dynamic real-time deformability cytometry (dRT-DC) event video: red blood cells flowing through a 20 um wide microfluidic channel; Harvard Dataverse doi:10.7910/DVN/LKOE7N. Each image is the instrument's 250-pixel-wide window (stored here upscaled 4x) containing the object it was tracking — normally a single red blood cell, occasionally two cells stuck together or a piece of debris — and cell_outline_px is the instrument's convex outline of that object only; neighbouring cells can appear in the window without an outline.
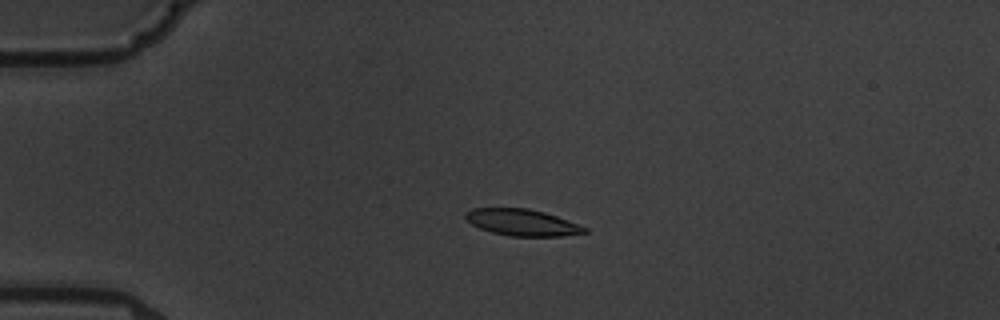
{"species": "common noctule bat (a hibernating species)", "species_latin": "Nyctalus noctula", "temperature_condition": "warm", "stored_images_in_passage": 6, "camera_frame_rate_fps": 3000, "um_per_image_px": 0.085, "animal": {"sex": "male", "body_mass_g": 19.5, "forearm_length_mm": 54.6}, "frame": {"image": 1, "passage_image": 4, "time_ms": 3.667, "image_size_px": [1000, 320], "cell_outline_px": [[588, 232], [560, 236], [508, 236], [492, 232], [480, 228], [472, 224], [464, 216], [472, 208], [528, 208], [544, 212], [556, 216], [588, 228]], "centroid_in_image_um": [44.39, 18.91], "position_along_channel_um": 40.6, "area_um2": 18.21}}
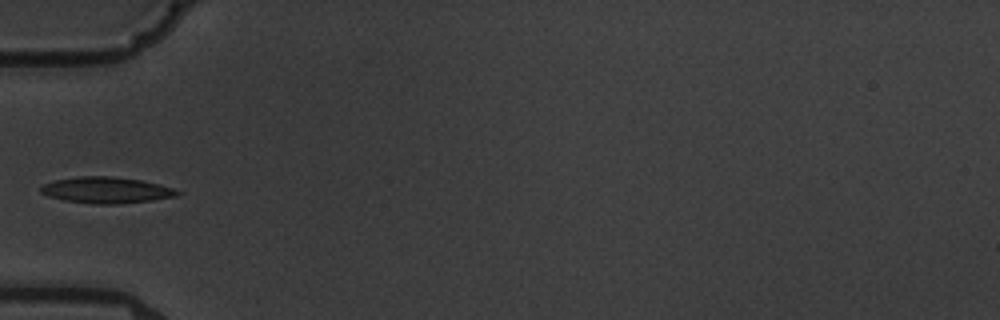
{"frame": {"image": 2, "passage_image": 6, "time_ms": 5.667, "image_size_px": [1000, 320], "cell_outline_px": [[180, 192], [176, 196], [152, 200], [116, 204], [96, 204], [64, 200], [48, 196], [40, 192], [40, 188], [44, 184], [56, 180], [80, 176], [112, 176], [140, 180], [172, 188]], "centroid_in_image_um": [9.0, 16.16], "position_along_channel_um": 76.0, "area_um2": 20.52}}